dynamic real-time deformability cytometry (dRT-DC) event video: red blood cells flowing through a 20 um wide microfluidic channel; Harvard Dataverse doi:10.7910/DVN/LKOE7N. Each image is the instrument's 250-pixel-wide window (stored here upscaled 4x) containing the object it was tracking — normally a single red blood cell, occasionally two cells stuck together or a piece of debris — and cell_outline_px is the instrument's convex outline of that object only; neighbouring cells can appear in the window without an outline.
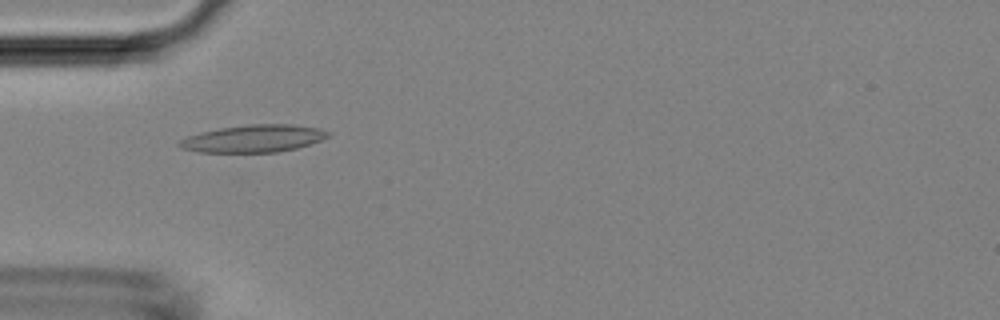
{"species": "Egyptian fruit bat (a non-hibernating species)", "species_latin": "Rousettus aegyptiacus", "temperature_condition": "room temperature", "stored_images_in_passage": 38, "camera_frame_rate_fps": 3000, "um_per_image_px": 0.085, "animal": {"sex": "female"}, "frame": {"image": 1, "passage_image": 5, "time_ms": 1.333, "image_size_px": [1000, 320], "cell_outline_px": [[332, 132], [328, 136], [320, 140], [296, 148], [276, 152], [196, 152], [180, 148], [176, 144], [180, 140], [188, 136], [220, 128], [248, 124], [292, 124], [320, 128]], "centroid_in_image_um": [21.55, 11.77], "position_along_channel_um": 63.5, "area_um2": 23.64}}
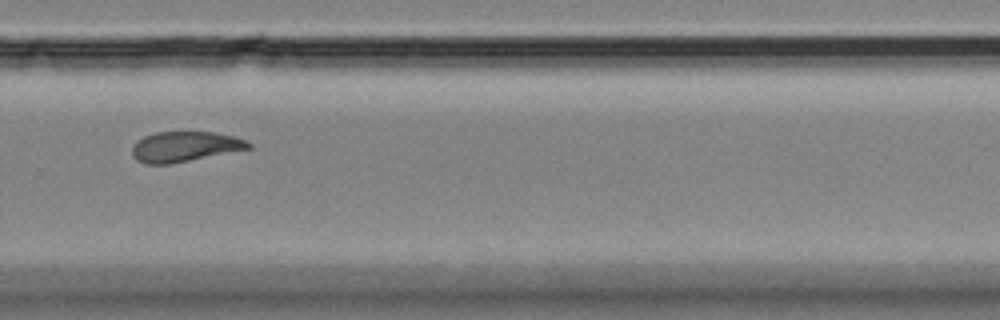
{"frame": {"image": 2, "passage_image": 23, "time_ms": 7.333, "image_size_px": [1000, 320], "cell_outline_px": [[252, 148], [172, 164], [144, 164], [136, 160], [132, 156], [132, 148], [144, 136], [156, 132], [212, 132], [236, 136], [252, 144]], "centroid_in_image_um": [15.72, 12.47], "position_along_channel_um": 314.1, "area_um2": 20.52}}
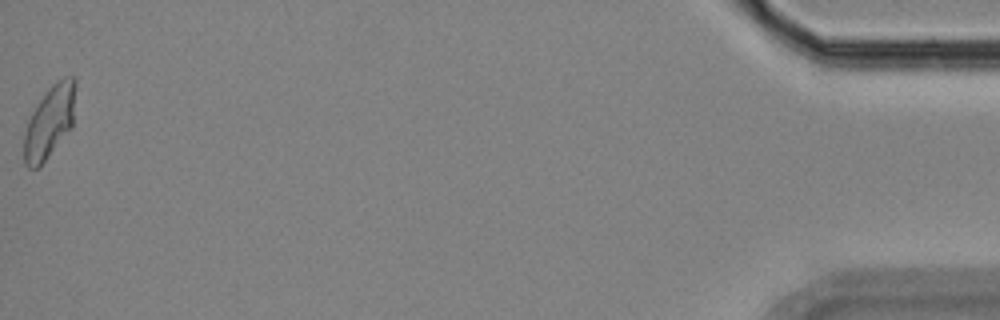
{"frame": {"image": 3, "passage_image": 38, "time_ms": 12.333, "image_size_px": [1000, 320], "cell_outline_px": [[76, 84], [72, 128], [40, 168], [28, 168], [24, 164], [24, 132], [28, 120], [32, 112], [48, 88], [52, 84], [64, 76], [76, 76]], "centroid_in_image_um": [4.22, 10.37], "position_along_channel_um": 431.0, "area_um2": 22.08}}